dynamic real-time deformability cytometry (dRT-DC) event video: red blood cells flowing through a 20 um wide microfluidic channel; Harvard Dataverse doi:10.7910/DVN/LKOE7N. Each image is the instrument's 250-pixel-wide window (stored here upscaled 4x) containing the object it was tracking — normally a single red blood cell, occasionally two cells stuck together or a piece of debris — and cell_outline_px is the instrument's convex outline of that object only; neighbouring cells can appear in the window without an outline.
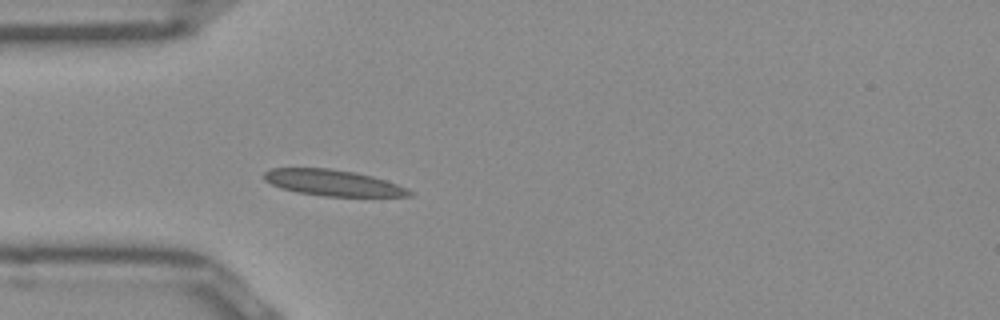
{"species": "Egyptian fruit bat (a non-hibernating species)", "species_latin": "Rousettus aegyptiacus", "temperature_condition": "room temperature", "stored_images_in_passage": 38, "camera_frame_rate_fps": 3000, "um_per_image_px": 0.085, "frame": {"image": 1, "passage_image": 1, "time_ms": 0.0, "image_size_px": [1000, 320], "cell_outline_px": [[416, 192], [412, 196], [324, 196], [296, 192], [280, 188], [264, 180], [264, 172], [272, 168], [328, 168], [356, 172], [372, 176], [408, 188]], "centroid_in_image_um": [28.31, 15.54], "position_along_channel_um": 56.7, "area_um2": 22.08}}
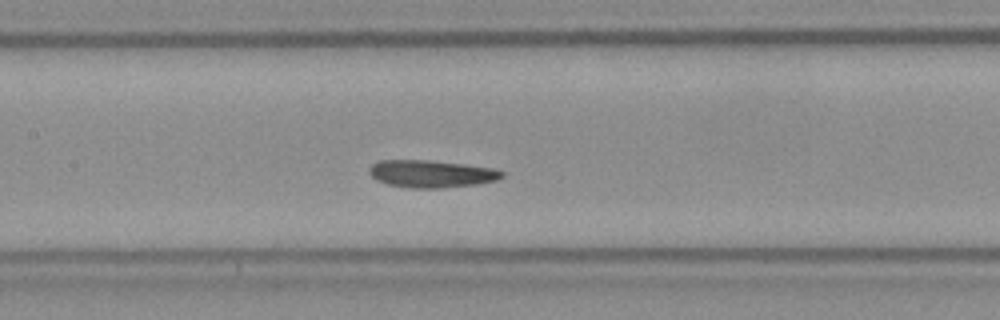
{"frame": {"image": 2, "passage_image": 10, "time_ms": 3.0, "image_size_px": [1000, 320], "cell_outline_px": [[504, 176], [496, 180], [480, 184], [440, 188], [408, 188], [388, 184], [376, 180], [368, 172], [368, 168], [372, 164], [380, 160], [428, 160], [464, 164], [492, 168], [504, 172]], "centroid_in_image_um": [36.65, 14.77], "position_along_channel_um": 170.8, "area_um2": 21.27}}
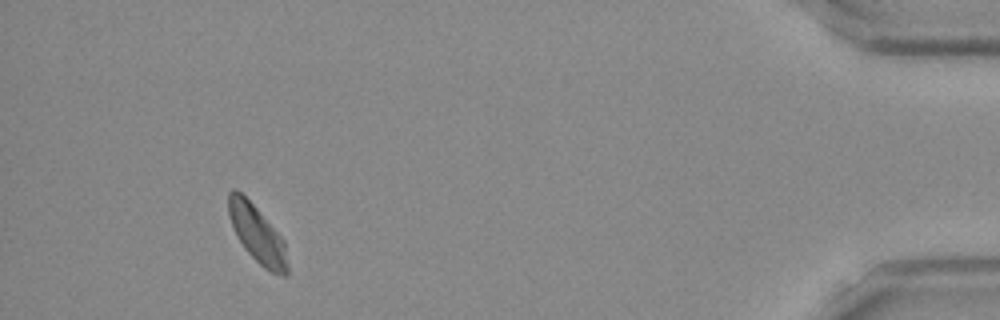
{"frame": {"image": 3, "passage_image": 34, "time_ms": 11.0, "image_size_px": [1000, 320], "cell_outline_px": [[288, 276], [280, 276], [264, 268], [244, 248], [236, 236], [228, 216], [228, 192], [232, 188], [236, 188], [256, 208], [284, 240], [288, 264]], "centroid_in_image_um": [21.85, 19.91], "position_along_channel_um": 413.4, "area_um2": 19.59}}